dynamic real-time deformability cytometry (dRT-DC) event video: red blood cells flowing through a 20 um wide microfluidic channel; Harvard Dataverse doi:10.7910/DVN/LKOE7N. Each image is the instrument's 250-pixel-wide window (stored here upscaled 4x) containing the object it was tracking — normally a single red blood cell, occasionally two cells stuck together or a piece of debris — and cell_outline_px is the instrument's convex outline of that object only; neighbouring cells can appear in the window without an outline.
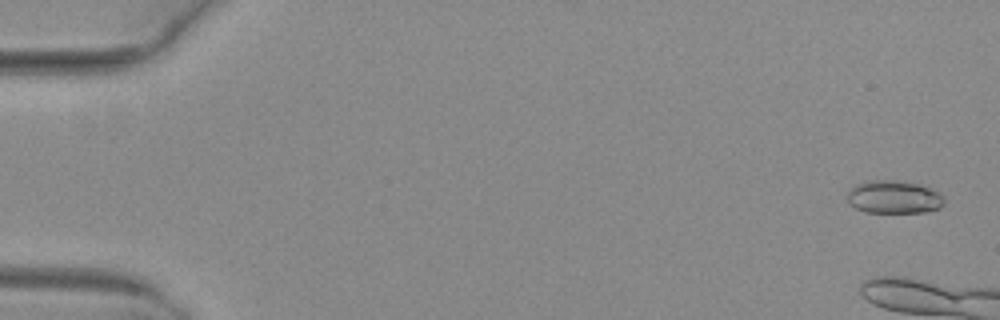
{"species": "common noctule bat (a hibernating species)", "species_latin": "Nyctalus noctula", "temperature_condition": "warm", "stored_images_in_passage": 8, "camera_frame_rate_fps": 3000, "um_per_image_px": 0.085, "animal": {"sex": "female", "body_mass_g": 29.2, "forearm_length_mm": 56.3}, "frame": {"image": 1, "passage_image": 2, "time_ms": 0.333, "image_size_px": [1000, 320], "cell_outline_px": [[944, 204], [940, 208], [928, 212], [864, 212], [848, 204], [848, 192], [856, 184], [868, 180], [900, 180], [920, 184], [932, 188], [940, 192], [944, 196]], "centroid_in_image_um": [76.02, 16.74], "position_along_channel_um": 9.0, "area_um2": 18.96}}